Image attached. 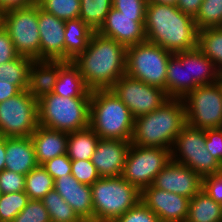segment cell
Instances as JSON below:
<instances>
[{"instance_id": "obj_1", "label": "cell", "mask_w": 222, "mask_h": 222, "mask_svg": "<svg viewBox=\"0 0 222 222\" xmlns=\"http://www.w3.org/2000/svg\"><path fill=\"white\" fill-rule=\"evenodd\" d=\"M127 47L94 32L88 46L72 62L78 67L87 87L110 89L126 73Z\"/></svg>"}, {"instance_id": "obj_2", "label": "cell", "mask_w": 222, "mask_h": 222, "mask_svg": "<svg viewBox=\"0 0 222 222\" xmlns=\"http://www.w3.org/2000/svg\"><path fill=\"white\" fill-rule=\"evenodd\" d=\"M144 30L146 41L172 53L197 48L196 22L177 6L147 2Z\"/></svg>"}, {"instance_id": "obj_3", "label": "cell", "mask_w": 222, "mask_h": 222, "mask_svg": "<svg viewBox=\"0 0 222 222\" xmlns=\"http://www.w3.org/2000/svg\"><path fill=\"white\" fill-rule=\"evenodd\" d=\"M185 124L183 99L169 98L155 111L135 118L131 143L139 147L171 150Z\"/></svg>"}, {"instance_id": "obj_4", "label": "cell", "mask_w": 222, "mask_h": 222, "mask_svg": "<svg viewBox=\"0 0 222 222\" xmlns=\"http://www.w3.org/2000/svg\"><path fill=\"white\" fill-rule=\"evenodd\" d=\"M134 120L111 89L91 91L89 127L100 139L131 141Z\"/></svg>"}, {"instance_id": "obj_5", "label": "cell", "mask_w": 222, "mask_h": 222, "mask_svg": "<svg viewBox=\"0 0 222 222\" xmlns=\"http://www.w3.org/2000/svg\"><path fill=\"white\" fill-rule=\"evenodd\" d=\"M93 222H113L134 207L141 192L122 176L100 177L91 185Z\"/></svg>"}, {"instance_id": "obj_6", "label": "cell", "mask_w": 222, "mask_h": 222, "mask_svg": "<svg viewBox=\"0 0 222 222\" xmlns=\"http://www.w3.org/2000/svg\"><path fill=\"white\" fill-rule=\"evenodd\" d=\"M91 97H62L56 94L38 100V124L63 131L75 132L89 126Z\"/></svg>"}, {"instance_id": "obj_7", "label": "cell", "mask_w": 222, "mask_h": 222, "mask_svg": "<svg viewBox=\"0 0 222 222\" xmlns=\"http://www.w3.org/2000/svg\"><path fill=\"white\" fill-rule=\"evenodd\" d=\"M172 54L148 41L129 46L125 74L166 92V74Z\"/></svg>"}, {"instance_id": "obj_8", "label": "cell", "mask_w": 222, "mask_h": 222, "mask_svg": "<svg viewBox=\"0 0 222 222\" xmlns=\"http://www.w3.org/2000/svg\"><path fill=\"white\" fill-rule=\"evenodd\" d=\"M171 160L189 167L201 178L222 170V164L206 148L205 129L187 123L175 139Z\"/></svg>"}, {"instance_id": "obj_9", "label": "cell", "mask_w": 222, "mask_h": 222, "mask_svg": "<svg viewBox=\"0 0 222 222\" xmlns=\"http://www.w3.org/2000/svg\"><path fill=\"white\" fill-rule=\"evenodd\" d=\"M183 102L187 124L200 129L222 128V80L196 87Z\"/></svg>"}, {"instance_id": "obj_10", "label": "cell", "mask_w": 222, "mask_h": 222, "mask_svg": "<svg viewBox=\"0 0 222 222\" xmlns=\"http://www.w3.org/2000/svg\"><path fill=\"white\" fill-rule=\"evenodd\" d=\"M170 161L169 149L139 147L131 143L121 176L141 192L152 185L154 178Z\"/></svg>"}, {"instance_id": "obj_11", "label": "cell", "mask_w": 222, "mask_h": 222, "mask_svg": "<svg viewBox=\"0 0 222 222\" xmlns=\"http://www.w3.org/2000/svg\"><path fill=\"white\" fill-rule=\"evenodd\" d=\"M38 125V101L27 90L0 103L1 136H31Z\"/></svg>"}, {"instance_id": "obj_12", "label": "cell", "mask_w": 222, "mask_h": 222, "mask_svg": "<svg viewBox=\"0 0 222 222\" xmlns=\"http://www.w3.org/2000/svg\"><path fill=\"white\" fill-rule=\"evenodd\" d=\"M2 26L8 31L19 55L40 60L38 4L3 13Z\"/></svg>"}, {"instance_id": "obj_13", "label": "cell", "mask_w": 222, "mask_h": 222, "mask_svg": "<svg viewBox=\"0 0 222 222\" xmlns=\"http://www.w3.org/2000/svg\"><path fill=\"white\" fill-rule=\"evenodd\" d=\"M137 118L155 111L169 97L159 87L151 86L127 74L118 79L110 88Z\"/></svg>"}, {"instance_id": "obj_14", "label": "cell", "mask_w": 222, "mask_h": 222, "mask_svg": "<svg viewBox=\"0 0 222 222\" xmlns=\"http://www.w3.org/2000/svg\"><path fill=\"white\" fill-rule=\"evenodd\" d=\"M140 200L157 216L160 222H186L189 198L152 185L141 191Z\"/></svg>"}, {"instance_id": "obj_15", "label": "cell", "mask_w": 222, "mask_h": 222, "mask_svg": "<svg viewBox=\"0 0 222 222\" xmlns=\"http://www.w3.org/2000/svg\"><path fill=\"white\" fill-rule=\"evenodd\" d=\"M144 25L145 16L123 15L112 7L97 32L104 37L116 40L125 47H129L146 41Z\"/></svg>"}, {"instance_id": "obj_16", "label": "cell", "mask_w": 222, "mask_h": 222, "mask_svg": "<svg viewBox=\"0 0 222 222\" xmlns=\"http://www.w3.org/2000/svg\"><path fill=\"white\" fill-rule=\"evenodd\" d=\"M152 186L191 199L202 189V178L189 167L171 160L154 178Z\"/></svg>"}, {"instance_id": "obj_17", "label": "cell", "mask_w": 222, "mask_h": 222, "mask_svg": "<svg viewBox=\"0 0 222 222\" xmlns=\"http://www.w3.org/2000/svg\"><path fill=\"white\" fill-rule=\"evenodd\" d=\"M40 60L64 61L65 21L38 5Z\"/></svg>"}, {"instance_id": "obj_18", "label": "cell", "mask_w": 222, "mask_h": 222, "mask_svg": "<svg viewBox=\"0 0 222 222\" xmlns=\"http://www.w3.org/2000/svg\"><path fill=\"white\" fill-rule=\"evenodd\" d=\"M130 146L131 141L99 139L91 161L100 177L122 175Z\"/></svg>"}, {"instance_id": "obj_19", "label": "cell", "mask_w": 222, "mask_h": 222, "mask_svg": "<svg viewBox=\"0 0 222 222\" xmlns=\"http://www.w3.org/2000/svg\"><path fill=\"white\" fill-rule=\"evenodd\" d=\"M54 189L83 222H93L91 185L80 183L69 174L54 179Z\"/></svg>"}, {"instance_id": "obj_20", "label": "cell", "mask_w": 222, "mask_h": 222, "mask_svg": "<svg viewBox=\"0 0 222 222\" xmlns=\"http://www.w3.org/2000/svg\"><path fill=\"white\" fill-rule=\"evenodd\" d=\"M38 165L67 154L68 133L38 125L30 136Z\"/></svg>"}, {"instance_id": "obj_21", "label": "cell", "mask_w": 222, "mask_h": 222, "mask_svg": "<svg viewBox=\"0 0 222 222\" xmlns=\"http://www.w3.org/2000/svg\"><path fill=\"white\" fill-rule=\"evenodd\" d=\"M5 169L27 175L38 166L30 136L6 137Z\"/></svg>"}, {"instance_id": "obj_22", "label": "cell", "mask_w": 222, "mask_h": 222, "mask_svg": "<svg viewBox=\"0 0 222 222\" xmlns=\"http://www.w3.org/2000/svg\"><path fill=\"white\" fill-rule=\"evenodd\" d=\"M188 93L222 79L216 65L197 47L187 51Z\"/></svg>"}, {"instance_id": "obj_23", "label": "cell", "mask_w": 222, "mask_h": 222, "mask_svg": "<svg viewBox=\"0 0 222 222\" xmlns=\"http://www.w3.org/2000/svg\"><path fill=\"white\" fill-rule=\"evenodd\" d=\"M60 70V61L34 60L29 73L27 91L38 101L53 93Z\"/></svg>"}, {"instance_id": "obj_24", "label": "cell", "mask_w": 222, "mask_h": 222, "mask_svg": "<svg viewBox=\"0 0 222 222\" xmlns=\"http://www.w3.org/2000/svg\"><path fill=\"white\" fill-rule=\"evenodd\" d=\"M53 94L66 98L91 97V90L72 61H60V70Z\"/></svg>"}, {"instance_id": "obj_25", "label": "cell", "mask_w": 222, "mask_h": 222, "mask_svg": "<svg viewBox=\"0 0 222 222\" xmlns=\"http://www.w3.org/2000/svg\"><path fill=\"white\" fill-rule=\"evenodd\" d=\"M166 94L183 99L188 94L187 51L171 55L166 74Z\"/></svg>"}, {"instance_id": "obj_26", "label": "cell", "mask_w": 222, "mask_h": 222, "mask_svg": "<svg viewBox=\"0 0 222 222\" xmlns=\"http://www.w3.org/2000/svg\"><path fill=\"white\" fill-rule=\"evenodd\" d=\"M94 32L81 18L66 20L64 61H72L80 53H83Z\"/></svg>"}, {"instance_id": "obj_27", "label": "cell", "mask_w": 222, "mask_h": 222, "mask_svg": "<svg viewBox=\"0 0 222 222\" xmlns=\"http://www.w3.org/2000/svg\"><path fill=\"white\" fill-rule=\"evenodd\" d=\"M186 222H222L221 204L201 189L189 200Z\"/></svg>"}, {"instance_id": "obj_28", "label": "cell", "mask_w": 222, "mask_h": 222, "mask_svg": "<svg viewBox=\"0 0 222 222\" xmlns=\"http://www.w3.org/2000/svg\"><path fill=\"white\" fill-rule=\"evenodd\" d=\"M100 137L88 126L68 133L67 155L71 161L91 160Z\"/></svg>"}, {"instance_id": "obj_29", "label": "cell", "mask_w": 222, "mask_h": 222, "mask_svg": "<svg viewBox=\"0 0 222 222\" xmlns=\"http://www.w3.org/2000/svg\"><path fill=\"white\" fill-rule=\"evenodd\" d=\"M33 59L19 55L16 59L0 64V81L16 85L21 91L27 90Z\"/></svg>"}, {"instance_id": "obj_30", "label": "cell", "mask_w": 222, "mask_h": 222, "mask_svg": "<svg viewBox=\"0 0 222 222\" xmlns=\"http://www.w3.org/2000/svg\"><path fill=\"white\" fill-rule=\"evenodd\" d=\"M197 47L216 65L222 74V26L200 30Z\"/></svg>"}, {"instance_id": "obj_31", "label": "cell", "mask_w": 222, "mask_h": 222, "mask_svg": "<svg viewBox=\"0 0 222 222\" xmlns=\"http://www.w3.org/2000/svg\"><path fill=\"white\" fill-rule=\"evenodd\" d=\"M41 201L51 222H83L55 189L50 190Z\"/></svg>"}, {"instance_id": "obj_32", "label": "cell", "mask_w": 222, "mask_h": 222, "mask_svg": "<svg viewBox=\"0 0 222 222\" xmlns=\"http://www.w3.org/2000/svg\"><path fill=\"white\" fill-rule=\"evenodd\" d=\"M112 8V0H80L81 18L92 30L97 32Z\"/></svg>"}, {"instance_id": "obj_33", "label": "cell", "mask_w": 222, "mask_h": 222, "mask_svg": "<svg viewBox=\"0 0 222 222\" xmlns=\"http://www.w3.org/2000/svg\"><path fill=\"white\" fill-rule=\"evenodd\" d=\"M54 189V179L38 165L25 178V193L29 200H41L50 190Z\"/></svg>"}, {"instance_id": "obj_34", "label": "cell", "mask_w": 222, "mask_h": 222, "mask_svg": "<svg viewBox=\"0 0 222 222\" xmlns=\"http://www.w3.org/2000/svg\"><path fill=\"white\" fill-rule=\"evenodd\" d=\"M194 20L199 31L222 26V0H203Z\"/></svg>"}, {"instance_id": "obj_35", "label": "cell", "mask_w": 222, "mask_h": 222, "mask_svg": "<svg viewBox=\"0 0 222 222\" xmlns=\"http://www.w3.org/2000/svg\"><path fill=\"white\" fill-rule=\"evenodd\" d=\"M29 201L25 191L1 194L0 222H13Z\"/></svg>"}, {"instance_id": "obj_36", "label": "cell", "mask_w": 222, "mask_h": 222, "mask_svg": "<svg viewBox=\"0 0 222 222\" xmlns=\"http://www.w3.org/2000/svg\"><path fill=\"white\" fill-rule=\"evenodd\" d=\"M44 11L64 21L79 18L80 0H38Z\"/></svg>"}, {"instance_id": "obj_37", "label": "cell", "mask_w": 222, "mask_h": 222, "mask_svg": "<svg viewBox=\"0 0 222 222\" xmlns=\"http://www.w3.org/2000/svg\"><path fill=\"white\" fill-rule=\"evenodd\" d=\"M13 222H51V220L41 200H29Z\"/></svg>"}, {"instance_id": "obj_38", "label": "cell", "mask_w": 222, "mask_h": 222, "mask_svg": "<svg viewBox=\"0 0 222 222\" xmlns=\"http://www.w3.org/2000/svg\"><path fill=\"white\" fill-rule=\"evenodd\" d=\"M71 174L80 183L93 185L100 175L91 160L71 161Z\"/></svg>"}, {"instance_id": "obj_39", "label": "cell", "mask_w": 222, "mask_h": 222, "mask_svg": "<svg viewBox=\"0 0 222 222\" xmlns=\"http://www.w3.org/2000/svg\"><path fill=\"white\" fill-rule=\"evenodd\" d=\"M113 222H160L158 216L141 200Z\"/></svg>"}, {"instance_id": "obj_40", "label": "cell", "mask_w": 222, "mask_h": 222, "mask_svg": "<svg viewBox=\"0 0 222 222\" xmlns=\"http://www.w3.org/2000/svg\"><path fill=\"white\" fill-rule=\"evenodd\" d=\"M26 175L4 169L0 172L1 194L25 191Z\"/></svg>"}, {"instance_id": "obj_41", "label": "cell", "mask_w": 222, "mask_h": 222, "mask_svg": "<svg viewBox=\"0 0 222 222\" xmlns=\"http://www.w3.org/2000/svg\"><path fill=\"white\" fill-rule=\"evenodd\" d=\"M42 167L52 176L53 179H57L61 176L71 174V160L67 154L57 156L51 160H48Z\"/></svg>"}, {"instance_id": "obj_42", "label": "cell", "mask_w": 222, "mask_h": 222, "mask_svg": "<svg viewBox=\"0 0 222 222\" xmlns=\"http://www.w3.org/2000/svg\"><path fill=\"white\" fill-rule=\"evenodd\" d=\"M147 0H112V7L127 16H145Z\"/></svg>"}, {"instance_id": "obj_43", "label": "cell", "mask_w": 222, "mask_h": 222, "mask_svg": "<svg viewBox=\"0 0 222 222\" xmlns=\"http://www.w3.org/2000/svg\"><path fill=\"white\" fill-rule=\"evenodd\" d=\"M202 189L217 203L222 204V170L202 178Z\"/></svg>"}, {"instance_id": "obj_44", "label": "cell", "mask_w": 222, "mask_h": 222, "mask_svg": "<svg viewBox=\"0 0 222 222\" xmlns=\"http://www.w3.org/2000/svg\"><path fill=\"white\" fill-rule=\"evenodd\" d=\"M206 148L222 164V128L205 129Z\"/></svg>"}, {"instance_id": "obj_45", "label": "cell", "mask_w": 222, "mask_h": 222, "mask_svg": "<svg viewBox=\"0 0 222 222\" xmlns=\"http://www.w3.org/2000/svg\"><path fill=\"white\" fill-rule=\"evenodd\" d=\"M19 54L16 52L14 44L8 31L0 27V64L16 59Z\"/></svg>"}, {"instance_id": "obj_46", "label": "cell", "mask_w": 222, "mask_h": 222, "mask_svg": "<svg viewBox=\"0 0 222 222\" xmlns=\"http://www.w3.org/2000/svg\"><path fill=\"white\" fill-rule=\"evenodd\" d=\"M36 4H38V0H0V11L5 13L11 10L28 8Z\"/></svg>"}, {"instance_id": "obj_47", "label": "cell", "mask_w": 222, "mask_h": 222, "mask_svg": "<svg viewBox=\"0 0 222 222\" xmlns=\"http://www.w3.org/2000/svg\"><path fill=\"white\" fill-rule=\"evenodd\" d=\"M203 0H178L176 6L184 14L195 18Z\"/></svg>"}, {"instance_id": "obj_48", "label": "cell", "mask_w": 222, "mask_h": 222, "mask_svg": "<svg viewBox=\"0 0 222 222\" xmlns=\"http://www.w3.org/2000/svg\"><path fill=\"white\" fill-rule=\"evenodd\" d=\"M21 90L14 84L4 81H0V103L16 96Z\"/></svg>"}, {"instance_id": "obj_49", "label": "cell", "mask_w": 222, "mask_h": 222, "mask_svg": "<svg viewBox=\"0 0 222 222\" xmlns=\"http://www.w3.org/2000/svg\"><path fill=\"white\" fill-rule=\"evenodd\" d=\"M6 137L0 135V172L5 169Z\"/></svg>"}, {"instance_id": "obj_50", "label": "cell", "mask_w": 222, "mask_h": 222, "mask_svg": "<svg viewBox=\"0 0 222 222\" xmlns=\"http://www.w3.org/2000/svg\"><path fill=\"white\" fill-rule=\"evenodd\" d=\"M147 2L161 3L176 6L178 0H147Z\"/></svg>"}, {"instance_id": "obj_51", "label": "cell", "mask_w": 222, "mask_h": 222, "mask_svg": "<svg viewBox=\"0 0 222 222\" xmlns=\"http://www.w3.org/2000/svg\"><path fill=\"white\" fill-rule=\"evenodd\" d=\"M3 13L0 11V27L2 26Z\"/></svg>"}]
</instances>
